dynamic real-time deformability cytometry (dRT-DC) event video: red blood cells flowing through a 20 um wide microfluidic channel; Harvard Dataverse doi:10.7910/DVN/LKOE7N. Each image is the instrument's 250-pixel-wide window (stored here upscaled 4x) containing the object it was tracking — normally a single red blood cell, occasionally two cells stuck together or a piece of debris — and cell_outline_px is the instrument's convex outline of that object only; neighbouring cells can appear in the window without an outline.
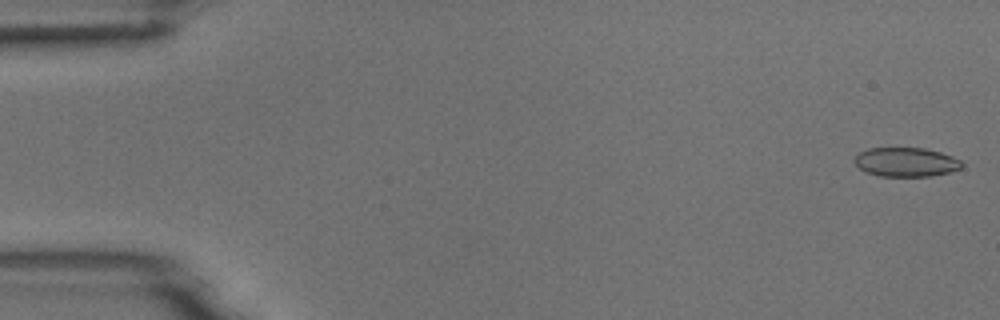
{"species": "common noctule bat (a hibernating species)", "species_latin": "Nyctalus noctula", "temperature_condition": "room temperature", "stored_images_in_passage": 3, "camera_frame_rate_fps": 3000, "um_per_image_px": 0.085, "animal": {"sex": "male", "body_mass_g": 18.8}, "frame": {"image": 1, "passage_image": 1, "time_ms": 0.0, "image_size_px": [1000, 320], "cell_outline_px": [[964, 164], [960, 168], [948, 172], [932, 176], [880, 176], [868, 172], [860, 168], [852, 160], [860, 152], [868, 148], [924, 148], [940, 152], [952, 156], [960, 160]], "centroid_in_image_um": [77.01, 13.77], "position_along_channel_um": 8.0, "area_um2": 18.09}}